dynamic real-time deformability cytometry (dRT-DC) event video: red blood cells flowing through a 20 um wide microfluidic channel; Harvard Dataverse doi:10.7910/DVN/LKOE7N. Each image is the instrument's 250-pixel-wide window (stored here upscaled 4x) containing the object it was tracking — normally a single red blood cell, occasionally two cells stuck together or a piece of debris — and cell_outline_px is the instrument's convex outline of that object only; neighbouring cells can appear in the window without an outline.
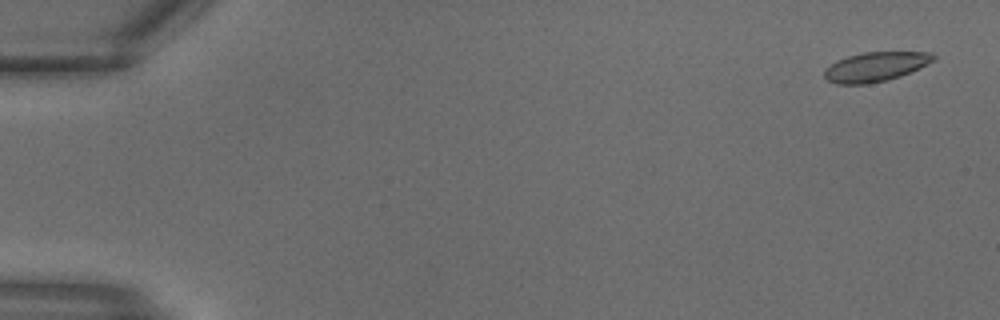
{"species": "common noctule bat (a hibernating species)", "species_latin": "Nyctalus noctula", "temperature_condition": "warm", "stored_images_in_passage": 9, "camera_frame_rate_fps": 3000, "um_per_image_px": 0.085, "animal": {"sex": "male", "body_mass_g": 18.8}, "frame": {"image": 1, "passage_image": 2, "time_ms": 0.333, "image_size_px": [1000, 320], "cell_outline_px": [[936, 60], [920, 68], [900, 76], [888, 80], [868, 84], [836, 84], [828, 80], [824, 76], [824, 72], [836, 60], [848, 56], [864, 52], [932, 52], [936, 56]], "centroid_in_image_um": [74.46, 5.67], "position_along_channel_um": 10.5, "area_um2": 18.73}}